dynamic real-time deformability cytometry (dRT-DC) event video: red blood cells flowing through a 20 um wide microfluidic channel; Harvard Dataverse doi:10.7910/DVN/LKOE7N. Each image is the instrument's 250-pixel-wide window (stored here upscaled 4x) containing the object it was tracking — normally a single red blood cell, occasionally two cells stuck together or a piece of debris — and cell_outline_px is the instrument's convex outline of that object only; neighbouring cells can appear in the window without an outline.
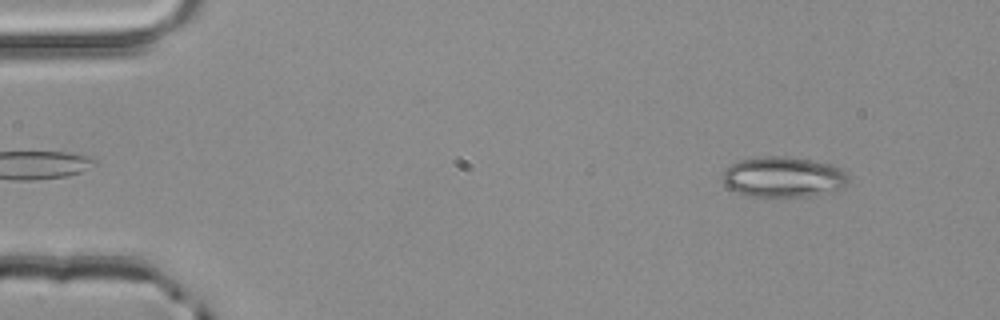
{"species": "common noctule bat (a hibernating species)", "species_latin": "Nyctalus noctula", "temperature_condition": "room temperature", "stored_images_in_passage": 3, "camera_frame_rate_fps": 3000, "um_per_image_px": 0.085, "animal": {"sex": "male", "body_mass_g": 20.4}, "frame": {"image": 1, "passage_image": 3, "time_ms": 0.667, "image_size_px": [1000, 320], "cell_outline_px": [[848, 180], [840, 188], [808, 196], [748, 196], [736, 192], [724, 184], [720, 176], [724, 168], [740, 160], [756, 156], [788, 156], [812, 160], [832, 164], [840, 168], [848, 176]], "centroid_in_image_um": [66.5, 15.02], "position_along_channel_um": 18.5, "area_um2": 29.71}}